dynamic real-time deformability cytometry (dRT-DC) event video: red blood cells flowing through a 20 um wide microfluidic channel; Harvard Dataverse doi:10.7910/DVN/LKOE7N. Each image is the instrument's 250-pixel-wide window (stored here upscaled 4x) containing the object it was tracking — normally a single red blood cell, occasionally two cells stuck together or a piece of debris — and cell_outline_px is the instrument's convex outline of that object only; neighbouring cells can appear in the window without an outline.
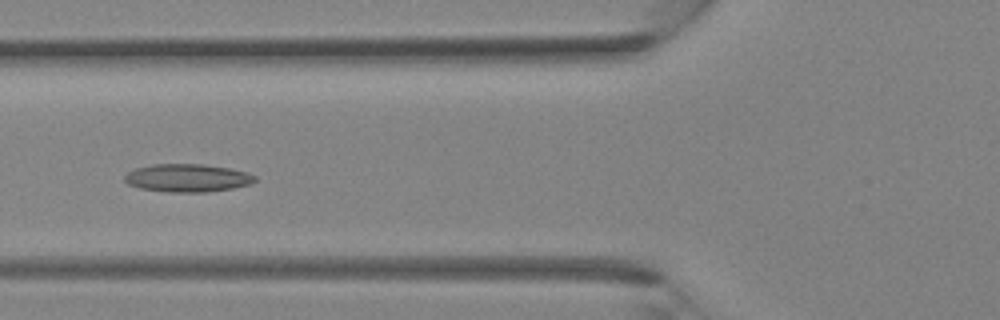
{"species": "Egyptian fruit bat (a non-hibernating species)", "species_latin": "Rousettus aegyptiacus", "temperature_condition": "room temperature", "stored_images_in_passage": 37, "camera_frame_rate_fps": 3000, "um_per_image_px": 0.085, "animal": {"sex": "female"}, "frame": {"image": 1, "passage_image": 14, "time_ms": 4.333, "image_size_px": [1000, 320], "cell_outline_px": [[256, 180], [252, 184], [232, 188], [204, 192], [168, 192], [140, 188], [128, 184], [124, 180], [124, 176], [128, 172], [136, 168], [152, 164], [204, 164], [228, 168], [248, 172], [256, 176]], "centroid_in_image_um": [15.94, 15.12], "position_along_channel_um": 109.9, "area_um2": 21.27}}
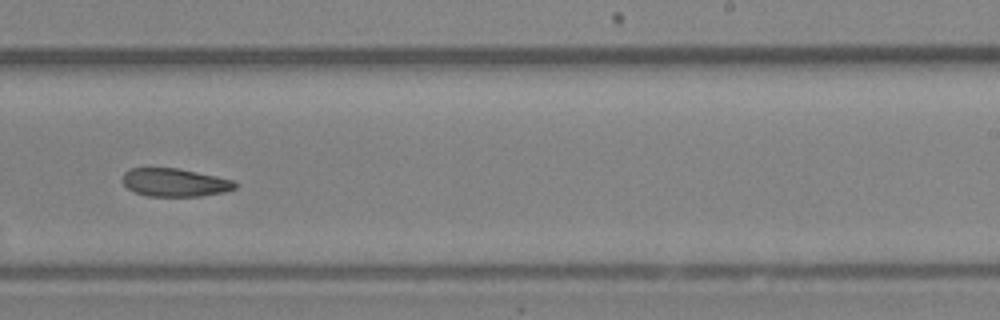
{"frame": {"image": 2, "passage_image": 23, "time_ms": 7.333, "image_size_px": [1000, 320], "cell_outline_px": [[236, 188], [224, 192], [200, 196], [148, 196], [132, 192], [120, 180], [124, 172], [128, 168], [176, 168], [236, 180]], "centroid_in_image_um": [14.82, 15.51], "position_along_channel_um": 274.2, "area_um2": 18.61}}
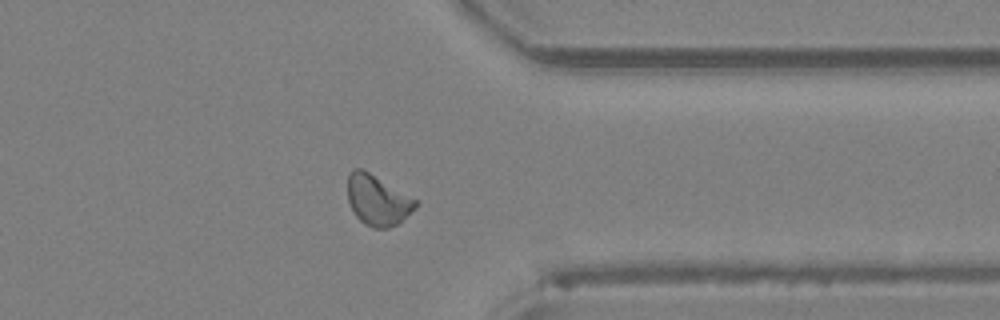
{"frame": {"image": 3, "passage_image": 29, "time_ms": 9.333, "image_size_px": [1000, 320], "cell_outline_px": [[420, 204], [416, 208], [396, 224], [388, 228], [372, 228], [364, 224], [352, 212], [348, 200], [348, 176], [352, 168], [364, 168], [416, 200]], "centroid_in_image_um": [32.07, 17.0], "position_along_channel_um": 379.3, "area_um2": 20.0}}